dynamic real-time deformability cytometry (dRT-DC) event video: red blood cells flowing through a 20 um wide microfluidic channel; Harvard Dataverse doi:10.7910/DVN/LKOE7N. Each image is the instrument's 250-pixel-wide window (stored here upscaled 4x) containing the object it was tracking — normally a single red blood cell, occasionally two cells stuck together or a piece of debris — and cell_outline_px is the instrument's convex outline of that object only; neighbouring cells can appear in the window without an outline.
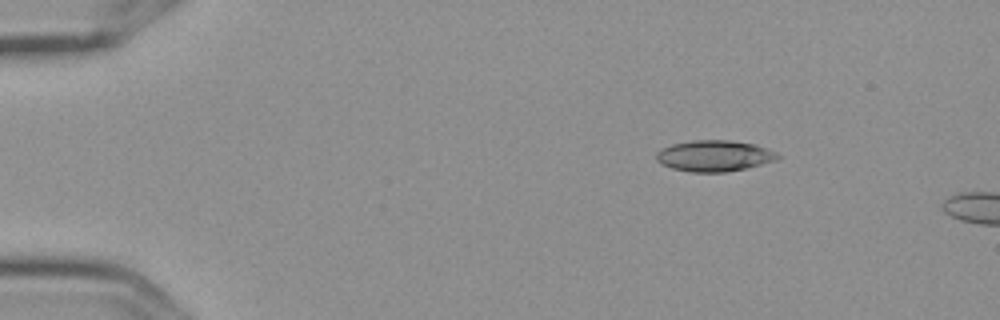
{"species": "Egyptian fruit bat (a non-hibernating species)", "species_latin": "Rousettus aegyptiacus", "temperature_condition": "cold", "stored_images_in_passage": 7, "camera_frame_rate_fps": 3000, "um_per_image_px": 0.085, "frame": {"image": 1, "passage_image": 1, "time_ms": 0.0, "image_size_px": [1000, 320], "cell_outline_px": [[780, 156], [776, 160], [744, 168], [724, 172], [692, 172], [672, 168], [660, 164], [656, 160], [656, 152], [660, 148], [672, 144], [692, 140], [728, 140], [756, 144], [776, 152]], "centroid_in_image_um": [60.67, 13.24], "position_along_channel_um": 24.3, "area_um2": 21.96}}
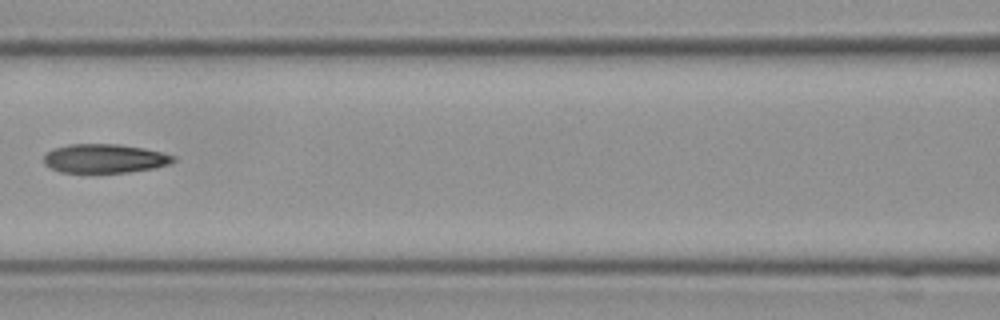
{"frame": {"image": 2, "passage_image": 6, "time_ms": 1.667, "image_size_px": [1000, 320], "cell_outline_px": [[176, 160], [168, 164], [152, 168], [128, 172], [60, 172], [44, 164], [44, 156], [48, 152], [56, 148], [68, 144], [116, 144], [144, 148], [176, 156]], "centroid_in_image_um": [8.9, 13.47], "position_along_channel_um": 157.7, "area_um2": 21.56}}
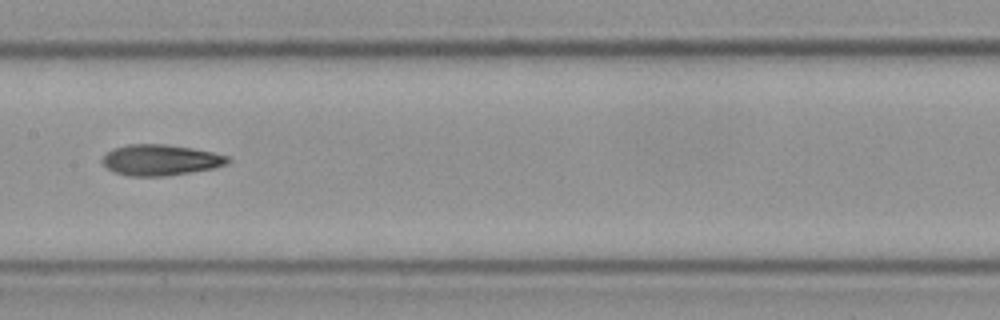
{"frame": {"image": 3, "passage_image": 7, "time_ms": 2.0, "image_size_px": [1000, 320], "cell_outline_px": [[232, 160], [228, 164], [216, 168], [164, 176], [128, 176], [112, 172], [100, 160], [112, 148], [128, 144], [164, 144], [192, 148], [212, 152], [228, 156]], "centroid_in_image_um": [13.65, 13.6], "position_along_channel_um": 193.8, "area_um2": 22.72}}